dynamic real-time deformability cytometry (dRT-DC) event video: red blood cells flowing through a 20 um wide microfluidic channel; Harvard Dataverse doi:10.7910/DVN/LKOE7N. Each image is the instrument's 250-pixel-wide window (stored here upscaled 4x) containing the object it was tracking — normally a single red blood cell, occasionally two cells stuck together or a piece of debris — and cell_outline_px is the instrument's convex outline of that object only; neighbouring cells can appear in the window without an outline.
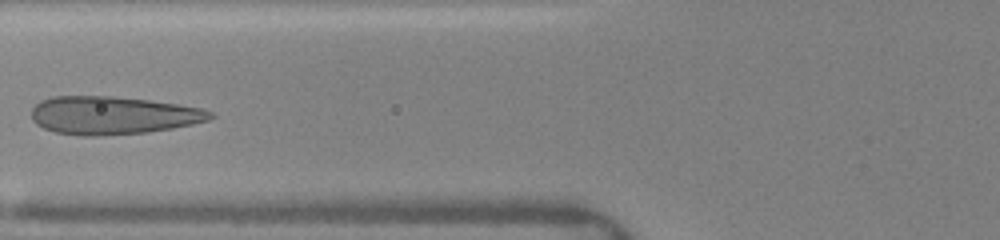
{"species": "human", "species_latin": "Homo sapiens", "temperature_condition": "warm", "stored_images_in_passage": 25, "camera_frame_rate_fps": 3000, "um_per_image_px": 0.085, "donor": {"sex": "female"}, "frame": {"image": 1, "passage_image": 9, "time_ms": 5.667, "image_size_px": [1000, 240], "cell_outline_px": [[216, 116], [208, 120], [192, 124], [172, 128], [148, 132], [100, 136], [80, 136], [56, 132], [44, 128], [36, 124], [32, 120], [32, 108], [40, 100], [52, 96], [112, 96], [148, 100], [176, 104], [200, 108], [212, 112]], "centroid_in_image_um": [9.56, 9.81], "position_along_channel_um": 116.2, "area_um2": 39.65}}
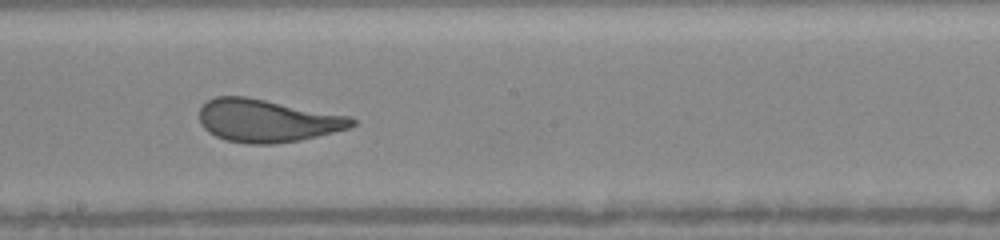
{"frame": {"image": 2, "passage_image": 14, "time_ms": 8.333, "image_size_px": [1000, 240], "cell_outline_px": [[356, 124], [348, 128], [300, 140], [272, 144], [248, 144], [228, 140], [216, 136], [208, 132], [200, 124], [200, 108], [208, 100], [216, 96], [244, 96], [352, 116], [356, 120]], "centroid_in_image_um": [22.71, 10.25], "position_along_channel_um": 225.5, "area_um2": 37.86}}
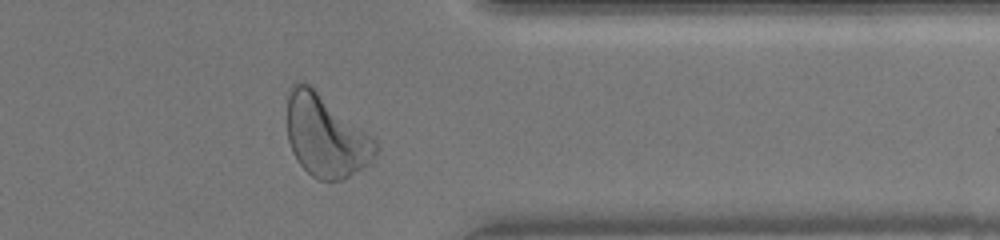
{"frame": {"image": 3, "passage_image": 23, "time_ms": 12.333, "image_size_px": [1000, 240], "cell_outline_px": [[380, 144], [376, 156], [372, 164], [340, 180], [320, 180], [312, 176], [300, 164], [292, 152], [288, 140], [288, 88], [296, 80], [300, 80], [308, 84], [372, 136]], "centroid_in_image_um": [27.71, 11.57], "position_along_channel_um": 383.7, "area_um2": 42.25}, "authors_computed_cell_mechanics": {"area_um2": 39.015, "velocity_mm_per_s": 4.0959, "shape_relaxation_time_tau1_ms": 3.792, "shape_relaxation_time_tau2_ms": null, "deformation_change_tau1": 0.1666, "deformation_change_tau2": null}}